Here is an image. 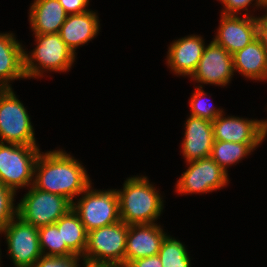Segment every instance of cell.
I'll return each mask as SVG.
<instances>
[{"label": "cell", "mask_w": 267, "mask_h": 267, "mask_svg": "<svg viewBox=\"0 0 267 267\" xmlns=\"http://www.w3.org/2000/svg\"><path fill=\"white\" fill-rule=\"evenodd\" d=\"M81 163L62 150L40 152L34 168L33 185L40 190L68 198L83 194L91 181Z\"/></svg>", "instance_id": "cell-1"}, {"label": "cell", "mask_w": 267, "mask_h": 267, "mask_svg": "<svg viewBox=\"0 0 267 267\" xmlns=\"http://www.w3.org/2000/svg\"><path fill=\"white\" fill-rule=\"evenodd\" d=\"M117 194L120 220L127 225L151 224L161 215L163 200L146 176L128 178Z\"/></svg>", "instance_id": "cell-2"}, {"label": "cell", "mask_w": 267, "mask_h": 267, "mask_svg": "<svg viewBox=\"0 0 267 267\" xmlns=\"http://www.w3.org/2000/svg\"><path fill=\"white\" fill-rule=\"evenodd\" d=\"M128 225L123 221L88 232L83 262L124 267Z\"/></svg>", "instance_id": "cell-3"}, {"label": "cell", "mask_w": 267, "mask_h": 267, "mask_svg": "<svg viewBox=\"0 0 267 267\" xmlns=\"http://www.w3.org/2000/svg\"><path fill=\"white\" fill-rule=\"evenodd\" d=\"M35 38L37 45L31 55L24 51V72L26 78L42 76V69H45V71L64 72L71 68L75 55L58 33L35 34Z\"/></svg>", "instance_id": "cell-4"}, {"label": "cell", "mask_w": 267, "mask_h": 267, "mask_svg": "<svg viewBox=\"0 0 267 267\" xmlns=\"http://www.w3.org/2000/svg\"><path fill=\"white\" fill-rule=\"evenodd\" d=\"M40 154L37 145L0 142V183L16 192L33 185L35 163Z\"/></svg>", "instance_id": "cell-5"}, {"label": "cell", "mask_w": 267, "mask_h": 267, "mask_svg": "<svg viewBox=\"0 0 267 267\" xmlns=\"http://www.w3.org/2000/svg\"><path fill=\"white\" fill-rule=\"evenodd\" d=\"M72 207L73 203L68 198L31 185L17 205V216L25 223L40 228L55 224Z\"/></svg>", "instance_id": "cell-6"}, {"label": "cell", "mask_w": 267, "mask_h": 267, "mask_svg": "<svg viewBox=\"0 0 267 267\" xmlns=\"http://www.w3.org/2000/svg\"><path fill=\"white\" fill-rule=\"evenodd\" d=\"M0 139L2 143L37 145L28 112L12 88L0 89Z\"/></svg>", "instance_id": "cell-7"}, {"label": "cell", "mask_w": 267, "mask_h": 267, "mask_svg": "<svg viewBox=\"0 0 267 267\" xmlns=\"http://www.w3.org/2000/svg\"><path fill=\"white\" fill-rule=\"evenodd\" d=\"M91 185L84 190L72 209L78 214L87 232L120 221L119 198L116 189L108 191L92 190Z\"/></svg>", "instance_id": "cell-8"}, {"label": "cell", "mask_w": 267, "mask_h": 267, "mask_svg": "<svg viewBox=\"0 0 267 267\" xmlns=\"http://www.w3.org/2000/svg\"><path fill=\"white\" fill-rule=\"evenodd\" d=\"M8 253L16 267H33L42 256L38 228L22 221L18 216L3 229Z\"/></svg>", "instance_id": "cell-9"}, {"label": "cell", "mask_w": 267, "mask_h": 267, "mask_svg": "<svg viewBox=\"0 0 267 267\" xmlns=\"http://www.w3.org/2000/svg\"><path fill=\"white\" fill-rule=\"evenodd\" d=\"M188 164V169L176 184L179 194L208 193L228 184V173L211 157L190 161Z\"/></svg>", "instance_id": "cell-10"}, {"label": "cell", "mask_w": 267, "mask_h": 267, "mask_svg": "<svg viewBox=\"0 0 267 267\" xmlns=\"http://www.w3.org/2000/svg\"><path fill=\"white\" fill-rule=\"evenodd\" d=\"M233 73L232 54L213 40L205 47L197 68L190 77L201 84L225 86Z\"/></svg>", "instance_id": "cell-11"}, {"label": "cell", "mask_w": 267, "mask_h": 267, "mask_svg": "<svg viewBox=\"0 0 267 267\" xmlns=\"http://www.w3.org/2000/svg\"><path fill=\"white\" fill-rule=\"evenodd\" d=\"M223 116L220 114L212 121L215 141L261 144L265 140V120Z\"/></svg>", "instance_id": "cell-12"}, {"label": "cell", "mask_w": 267, "mask_h": 267, "mask_svg": "<svg viewBox=\"0 0 267 267\" xmlns=\"http://www.w3.org/2000/svg\"><path fill=\"white\" fill-rule=\"evenodd\" d=\"M244 16L241 18L237 15L222 14L219 29L213 39L232 55L257 38L256 17L247 13Z\"/></svg>", "instance_id": "cell-13"}, {"label": "cell", "mask_w": 267, "mask_h": 267, "mask_svg": "<svg viewBox=\"0 0 267 267\" xmlns=\"http://www.w3.org/2000/svg\"><path fill=\"white\" fill-rule=\"evenodd\" d=\"M166 236L156 223L128 225L124 267L132 260L157 255Z\"/></svg>", "instance_id": "cell-14"}, {"label": "cell", "mask_w": 267, "mask_h": 267, "mask_svg": "<svg viewBox=\"0 0 267 267\" xmlns=\"http://www.w3.org/2000/svg\"><path fill=\"white\" fill-rule=\"evenodd\" d=\"M185 126L182 153L186 162L210 157L215 141L212 122L190 115Z\"/></svg>", "instance_id": "cell-15"}, {"label": "cell", "mask_w": 267, "mask_h": 267, "mask_svg": "<svg viewBox=\"0 0 267 267\" xmlns=\"http://www.w3.org/2000/svg\"><path fill=\"white\" fill-rule=\"evenodd\" d=\"M205 49L204 40L201 36L190 35L175 40L169 47L167 63L173 73L191 76Z\"/></svg>", "instance_id": "cell-16"}, {"label": "cell", "mask_w": 267, "mask_h": 267, "mask_svg": "<svg viewBox=\"0 0 267 267\" xmlns=\"http://www.w3.org/2000/svg\"><path fill=\"white\" fill-rule=\"evenodd\" d=\"M98 32V16L89 10L68 15L58 34L75 55V49L96 37Z\"/></svg>", "instance_id": "cell-17"}, {"label": "cell", "mask_w": 267, "mask_h": 267, "mask_svg": "<svg viewBox=\"0 0 267 267\" xmlns=\"http://www.w3.org/2000/svg\"><path fill=\"white\" fill-rule=\"evenodd\" d=\"M24 51L12 33H0V89L12 88L10 81L26 78Z\"/></svg>", "instance_id": "cell-18"}, {"label": "cell", "mask_w": 267, "mask_h": 267, "mask_svg": "<svg viewBox=\"0 0 267 267\" xmlns=\"http://www.w3.org/2000/svg\"><path fill=\"white\" fill-rule=\"evenodd\" d=\"M67 16L58 0H34L29 14L33 34L59 33Z\"/></svg>", "instance_id": "cell-19"}, {"label": "cell", "mask_w": 267, "mask_h": 267, "mask_svg": "<svg viewBox=\"0 0 267 267\" xmlns=\"http://www.w3.org/2000/svg\"><path fill=\"white\" fill-rule=\"evenodd\" d=\"M232 57L234 72L252 80L267 79V53L258 37Z\"/></svg>", "instance_id": "cell-20"}, {"label": "cell", "mask_w": 267, "mask_h": 267, "mask_svg": "<svg viewBox=\"0 0 267 267\" xmlns=\"http://www.w3.org/2000/svg\"><path fill=\"white\" fill-rule=\"evenodd\" d=\"M61 230L62 244L75 254L83 257L87 247L88 232L85 230L78 214L71 209L55 223Z\"/></svg>", "instance_id": "cell-21"}, {"label": "cell", "mask_w": 267, "mask_h": 267, "mask_svg": "<svg viewBox=\"0 0 267 267\" xmlns=\"http://www.w3.org/2000/svg\"><path fill=\"white\" fill-rule=\"evenodd\" d=\"M259 144L214 141L210 157L225 171L231 164L238 163Z\"/></svg>", "instance_id": "cell-22"}, {"label": "cell", "mask_w": 267, "mask_h": 267, "mask_svg": "<svg viewBox=\"0 0 267 267\" xmlns=\"http://www.w3.org/2000/svg\"><path fill=\"white\" fill-rule=\"evenodd\" d=\"M40 249L43 256L75 255L66 244H62L61 230L55 224L38 228ZM49 252L45 253V250Z\"/></svg>", "instance_id": "cell-23"}, {"label": "cell", "mask_w": 267, "mask_h": 267, "mask_svg": "<svg viewBox=\"0 0 267 267\" xmlns=\"http://www.w3.org/2000/svg\"><path fill=\"white\" fill-rule=\"evenodd\" d=\"M158 256L162 267H190V258L185 246L178 240L166 236Z\"/></svg>", "instance_id": "cell-24"}, {"label": "cell", "mask_w": 267, "mask_h": 267, "mask_svg": "<svg viewBox=\"0 0 267 267\" xmlns=\"http://www.w3.org/2000/svg\"><path fill=\"white\" fill-rule=\"evenodd\" d=\"M207 94L203 91L202 85L196 87L190 99L191 116L200 117L209 121H213L216 117L223 113L222 109H216L212 105H207L203 100Z\"/></svg>", "instance_id": "cell-25"}, {"label": "cell", "mask_w": 267, "mask_h": 267, "mask_svg": "<svg viewBox=\"0 0 267 267\" xmlns=\"http://www.w3.org/2000/svg\"><path fill=\"white\" fill-rule=\"evenodd\" d=\"M15 193L0 183V233L12 219L17 217V206H13Z\"/></svg>", "instance_id": "cell-26"}, {"label": "cell", "mask_w": 267, "mask_h": 267, "mask_svg": "<svg viewBox=\"0 0 267 267\" xmlns=\"http://www.w3.org/2000/svg\"><path fill=\"white\" fill-rule=\"evenodd\" d=\"M79 255L70 256H41L33 267H78Z\"/></svg>", "instance_id": "cell-27"}, {"label": "cell", "mask_w": 267, "mask_h": 267, "mask_svg": "<svg viewBox=\"0 0 267 267\" xmlns=\"http://www.w3.org/2000/svg\"><path fill=\"white\" fill-rule=\"evenodd\" d=\"M221 3L224 4V10L222 14H227V15H237V12L240 10H247V6L250 5V3L254 0H220ZM256 6L258 7H266L267 6L261 1V0H256Z\"/></svg>", "instance_id": "cell-28"}, {"label": "cell", "mask_w": 267, "mask_h": 267, "mask_svg": "<svg viewBox=\"0 0 267 267\" xmlns=\"http://www.w3.org/2000/svg\"><path fill=\"white\" fill-rule=\"evenodd\" d=\"M62 7L64 8L65 12L70 14H79L86 11L88 6L89 0H58Z\"/></svg>", "instance_id": "cell-29"}, {"label": "cell", "mask_w": 267, "mask_h": 267, "mask_svg": "<svg viewBox=\"0 0 267 267\" xmlns=\"http://www.w3.org/2000/svg\"><path fill=\"white\" fill-rule=\"evenodd\" d=\"M125 267H162V263L157 254L154 256L132 260Z\"/></svg>", "instance_id": "cell-30"}, {"label": "cell", "mask_w": 267, "mask_h": 267, "mask_svg": "<svg viewBox=\"0 0 267 267\" xmlns=\"http://www.w3.org/2000/svg\"><path fill=\"white\" fill-rule=\"evenodd\" d=\"M256 20H257V37L262 42V45L267 53V13L262 17H256Z\"/></svg>", "instance_id": "cell-31"}, {"label": "cell", "mask_w": 267, "mask_h": 267, "mask_svg": "<svg viewBox=\"0 0 267 267\" xmlns=\"http://www.w3.org/2000/svg\"><path fill=\"white\" fill-rule=\"evenodd\" d=\"M85 264L84 267H119L115 265H94V264H88V263H83Z\"/></svg>", "instance_id": "cell-32"}, {"label": "cell", "mask_w": 267, "mask_h": 267, "mask_svg": "<svg viewBox=\"0 0 267 267\" xmlns=\"http://www.w3.org/2000/svg\"><path fill=\"white\" fill-rule=\"evenodd\" d=\"M267 6V0H261Z\"/></svg>", "instance_id": "cell-33"}, {"label": "cell", "mask_w": 267, "mask_h": 267, "mask_svg": "<svg viewBox=\"0 0 267 267\" xmlns=\"http://www.w3.org/2000/svg\"><path fill=\"white\" fill-rule=\"evenodd\" d=\"M265 129L267 131V119L265 120Z\"/></svg>", "instance_id": "cell-34"}]
</instances>
